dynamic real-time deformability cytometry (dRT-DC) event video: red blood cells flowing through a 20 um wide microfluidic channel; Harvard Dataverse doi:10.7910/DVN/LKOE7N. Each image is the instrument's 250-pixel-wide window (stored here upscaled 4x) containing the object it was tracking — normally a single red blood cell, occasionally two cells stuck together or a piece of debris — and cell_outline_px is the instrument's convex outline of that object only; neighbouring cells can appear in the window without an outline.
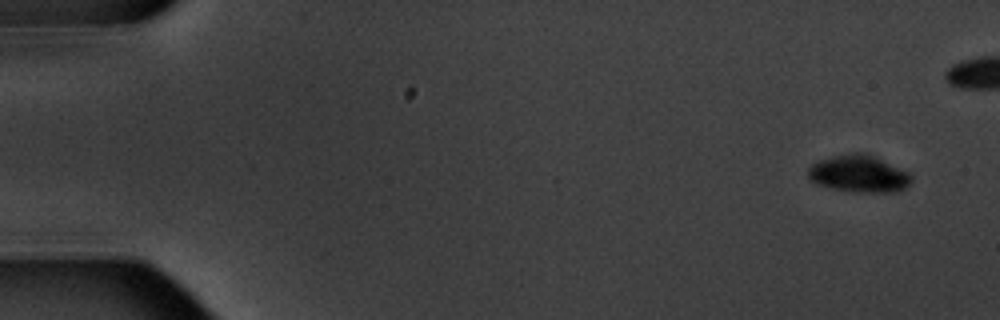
{"species": "common noctule bat (a hibernating species)", "species_latin": "Nyctalus noctula", "temperature_condition": "warm", "stored_images_in_passage": 6, "camera_frame_rate_fps": 3000, "um_per_image_px": 0.085, "animal": {"sex": "male", "body_mass_g": 20.1, "forearm_length_mm": 53.5}, "frame": {"image": 1, "passage_image": 1, "time_ms": 0.0, "image_size_px": [1000, 320], "cell_outline_px": [[912, 180], [904, 188], [896, 192], [852, 192], [832, 188], [816, 184], [808, 176], [808, 168], [816, 160], [832, 156], [852, 152], [864, 152], [876, 156], [908, 172], [912, 176]], "centroid_in_image_um": [72.99, 14.76], "position_along_channel_um": 12.0, "area_um2": 22.54}}